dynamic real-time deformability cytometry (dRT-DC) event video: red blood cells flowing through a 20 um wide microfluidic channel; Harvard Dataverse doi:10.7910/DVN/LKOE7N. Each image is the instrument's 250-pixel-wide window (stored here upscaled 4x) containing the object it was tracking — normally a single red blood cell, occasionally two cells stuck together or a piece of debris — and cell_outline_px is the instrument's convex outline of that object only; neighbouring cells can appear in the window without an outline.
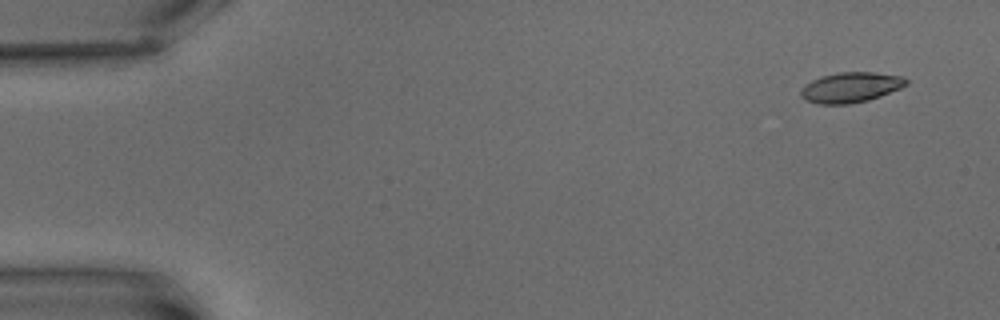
{"species": "common noctule bat (a hibernating species)", "species_latin": "Nyctalus noctula", "temperature_condition": "warm", "stored_images_in_passage": 5, "camera_frame_rate_fps": 3000, "um_per_image_px": 0.085, "animal": {"sex": "male", "body_mass_g": 15.6}, "frame": {"image": 1, "passage_image": 1, "time_ms": 0.0, "image_size_px": [1000, 320], "cell_outline_px": [[908, 84], [900, 88], [880, 96], [868, 100], [848, 104], [816, 104], [804, 100], [800, 96], [800, 88], [804, 84], [820, 76], [836, 72], [872, 72], [904, 76], [908, 80]], "centroid_in_image_um": [72.27, 7.42], "position_along_channel_um": 12.7, "area_um2": 18.84}}
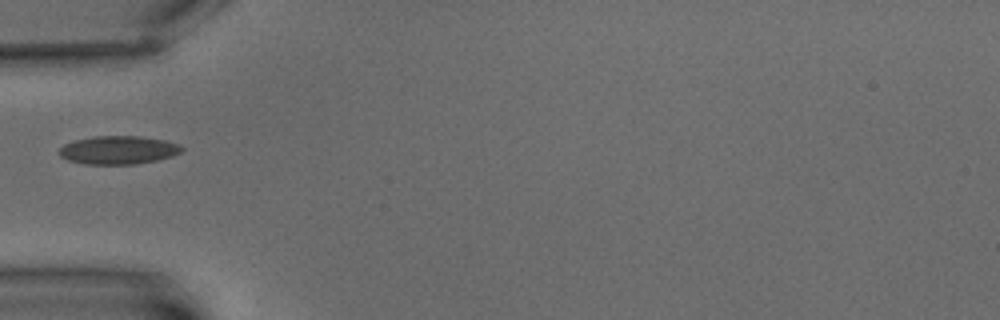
{"frame": {"image": 2, "passage_image": 4, "time_ms": 6.0, "image_size_px": [1000, 320], "cell_outline_px": [[184, 148], [180, 152], [172, 156], [156, 160], [136, 164], [84, 164], [68, 160], [60, 156], [56, 152], [64, 144], [72, 140], [92, 136], [140, 136], [164, 140], [180, 144]], "centroid_in_image_um": [10.02, 12.75], "position_along_channel_um": 75.0, "area_um2": 20.4}}